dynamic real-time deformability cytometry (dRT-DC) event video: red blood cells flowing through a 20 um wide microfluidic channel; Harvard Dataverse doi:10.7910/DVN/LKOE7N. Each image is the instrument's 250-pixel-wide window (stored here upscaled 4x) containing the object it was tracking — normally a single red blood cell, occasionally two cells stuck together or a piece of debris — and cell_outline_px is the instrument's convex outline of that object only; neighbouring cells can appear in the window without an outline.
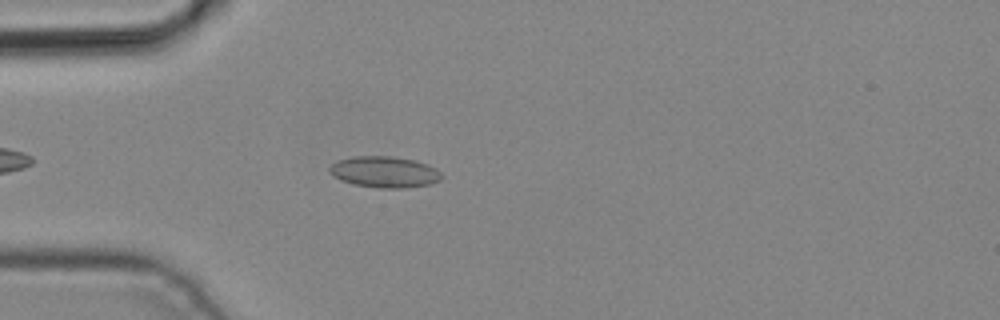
{"species": "common noctule bat (a hibernating species)", "species_latin": "Nyctalus noctula", "temperature_condition": "cold", "stored_images_in_passage": 3, "camera_frame_rate_fps": 3000, "um_per_image_px": 0.085, "animal": {"sex": "male", "body_mass_g": 19.2, "forearm_length_mm": 51.8}, "frame": {"image": 1, "passage_image": 3, "time_ms": 0.667, "image_size_px": [1000, 320], "cell_outline_px": [[440, 180], [428, 184], [408, 188], [380, 188], [352, 184], [340, 180], [328, 172], [328, 168], [336, 160], [352, 156], [392, 156], [416, 160], [428, 164], [436, 168], [440, 172]], "centroid_in_image_um": [32.64, 14.61], "position_along_channel_um": 52.4, "area_um2": 20.58}}